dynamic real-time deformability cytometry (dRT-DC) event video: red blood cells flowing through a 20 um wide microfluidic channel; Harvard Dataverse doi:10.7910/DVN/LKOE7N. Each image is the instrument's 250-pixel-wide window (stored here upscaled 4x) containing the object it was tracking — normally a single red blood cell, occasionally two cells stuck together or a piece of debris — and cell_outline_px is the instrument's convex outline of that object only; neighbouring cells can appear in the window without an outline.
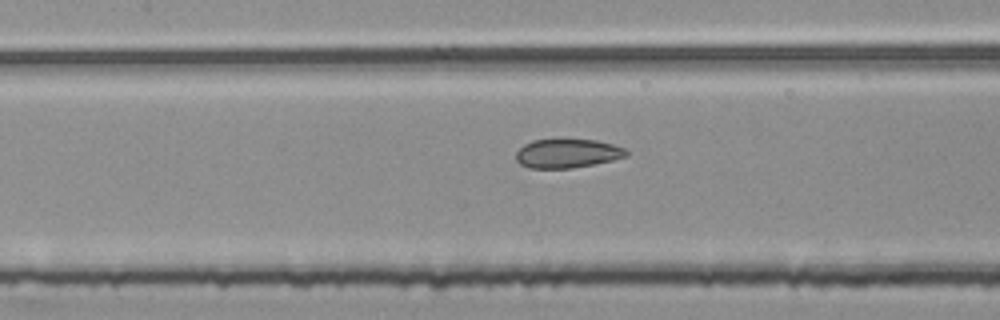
{"species": "common noctule bat (a hibernating species)", "species_latin": "Nyctalus noctula", "temperature_condition": "room temperature", "stored_images_in_passage": 53, "segment_of_instrument_passage": [2, 2], "camera_frame_rate_fps": 3000, "um_per_image_px": 0.085, "animal": {"sex": "female", "body_mass_g": 25.1}, "frame": {"image": 1, "passage_image": 24, "time_ms": 7.667, "image_size_px": [1000, 320], "cell_outline_px": [[628, 156], [612, 160], [572, 168], [528, 168], [520, 164], [516, 160], [516, 152], [524, 144], [532, 140], [560, 136], [596, 140], [612, 144], [624, 148], [628, 152]], "centroid_in_image_um": [48.19, 12.99], "position_along_channel_um": 159.2, "area_um2": 19.36}}
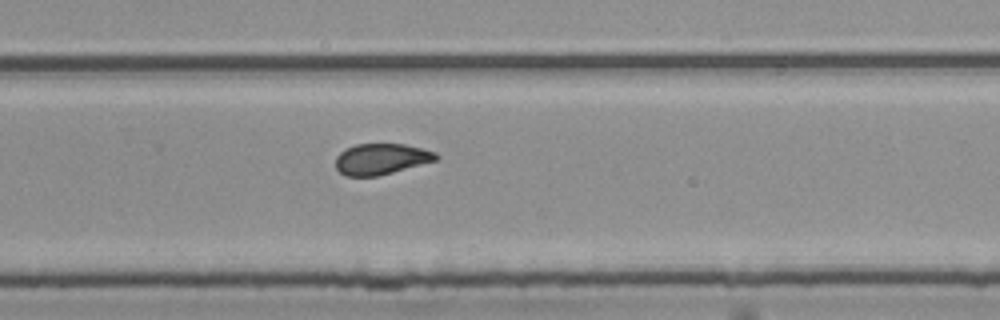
{"frame": {"image": 2, "passage_image": 35, "time_ms": 11.333, "image_size_px": [1000, 320], "cell_outline_px": [[440, 156], [436, 160], [392, 172], [376, 176], [344, 176], [336, 168], [336, 156], [344, 148], [356, 144], [404, 144], [436, 152]], "centroid_in_image_um": [32.36, 13.51], "position_along_channel_um": 297.4, "area_um2": 18.03}}
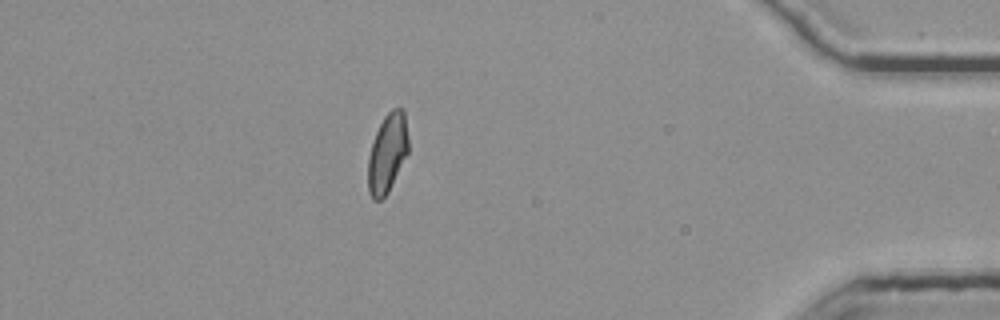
{"frame": {"image": 3, "passage_image": 47, "time_ms": 15.333, "image_size_px": [1000, 320], "cell_outline_px": [[408, 152], [388, 192], [380, 200], [372, 200], [368, 192], [368, 156], [376, 132], [384, 116], [392, 108], [400, 108], [404, 112], [408, 140]], "centroid_in_image_um": [32.91, 13.03], "position_along_channel_um": 402.3, "area_um2": 18.38}}